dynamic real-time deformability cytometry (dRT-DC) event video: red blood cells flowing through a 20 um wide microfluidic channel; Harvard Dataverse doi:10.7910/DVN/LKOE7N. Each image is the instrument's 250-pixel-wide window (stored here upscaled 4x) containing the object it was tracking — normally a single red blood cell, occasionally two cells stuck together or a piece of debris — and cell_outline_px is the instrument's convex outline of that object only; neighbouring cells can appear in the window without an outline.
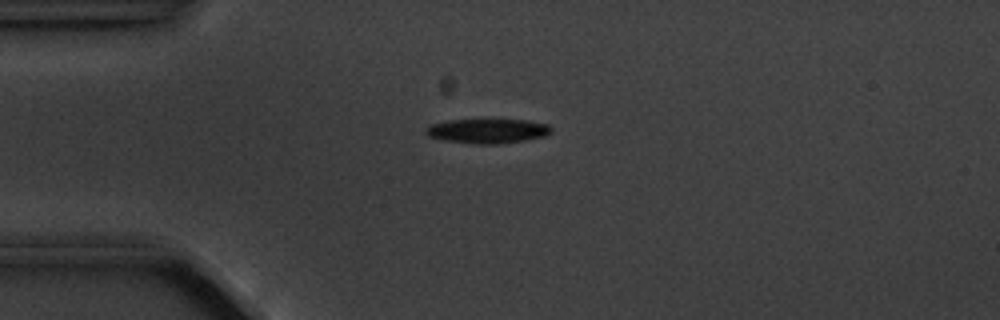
{"species": "common noctule bat (a hibernating species)", "species_latin": "Nyctalus noctula", "temperature_condition": "cold", "stored_images_in_passage": 5, "camera_frame_rate_fps": 3000, "um_per_image_px": 0.085, "animal": {"sex": "male", "body_mass_g": 20.1, "forearm_length_mm": 53.5}, "frame": {"image": 1, "passage_image": 4, "time_ms": 3.333, "image_size_px": [1000, 320], "cell_outline_px": [[552, 132], [544, 136], [524, 140], [496, 144], [480, 144], [444, 140], [428, 136], [424, 132], [424, 128], [432, 124], [448, 120], [484, 116], [528, 120], [548, 124], [552, 128]], "centroid_in_image_um": [41.43, 11.06], "position_along_channel_um": 43.6, "area_um2": 18.96}}